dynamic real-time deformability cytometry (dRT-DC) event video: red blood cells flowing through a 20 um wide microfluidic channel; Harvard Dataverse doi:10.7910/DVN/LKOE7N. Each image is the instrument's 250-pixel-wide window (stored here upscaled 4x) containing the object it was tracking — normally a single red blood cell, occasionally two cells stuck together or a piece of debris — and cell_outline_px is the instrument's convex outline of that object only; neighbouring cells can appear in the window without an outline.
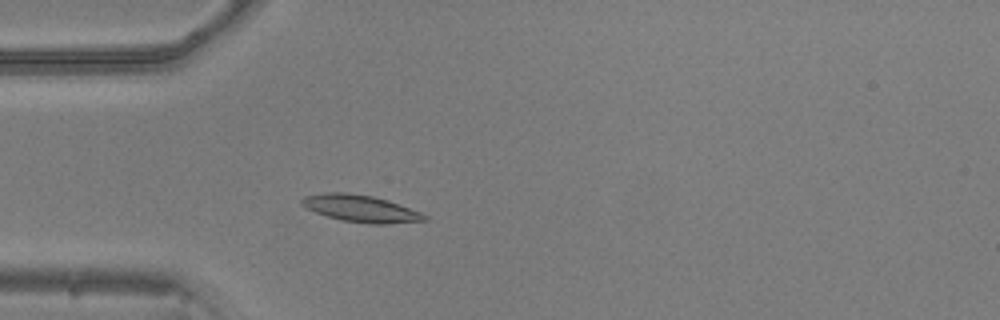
{"species": "common noctule bat (a hibernating species)", "species_latin": "Nyctalus noctula", "temperature_condition": "warm", "stored_images_in_passage": 50, "camera_frame_rate_fps": 3000, "um_per_image_px": 0.085, "animal": {"sex": "male", "body_mass_g": 20.5, "forearm_length_mm": 52.5}, "frame": {"image": 1, "passage_image": 13, "time_ms": 4.0, "image_size_px": [1000, 320], "cell_outline_px": [[428, 220], [388, 224], [372, 224], [340, 220], [304, 208], [300, 204], [300, 200], [304, 196], [324, 192], [348, 192], [372, 196], [388, 200], [420, 212], [428, 216]], "centroid_in_image_um": [30.63, 17.72], "position_along_channel_um": 54.4, "area_um2": 19.42}}
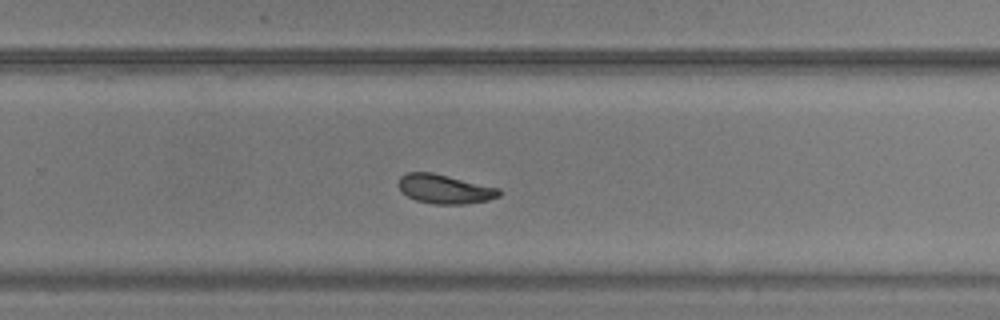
{"frame": {"image": 2, "passage_image": 32, "time_ms": 10.333, "image_size_px": [1000, 320], "cell_outline_px": [[504, 192], [500, 196], [488, 200], [464, 204], [432, 204], [416, 200], [408, 196], [396, 184], [400, 176], [408, 172], [432, 172], [500, 188]], "centroid_in_image_um": [37.82, 16.06], "position_along_channel_um": 292.0, "area_um2": 17.22}}
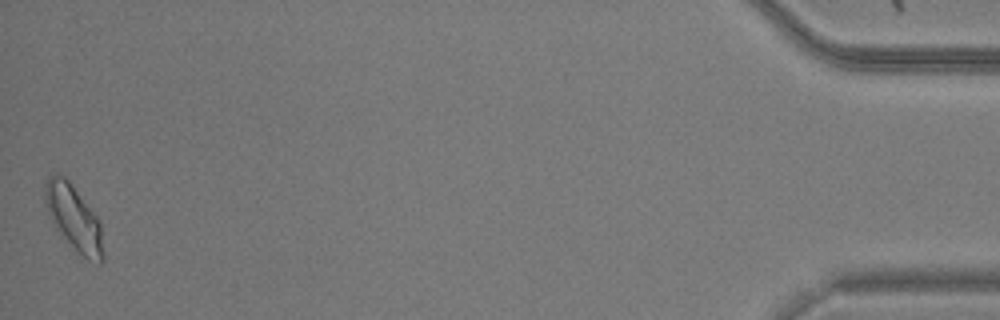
{"frame": {"image": 3, "passage_image": 50, "time_ms": 16.333, "image_size_px": [1000, 320], "cell_outline_px": [[104, 260], [100, 264], [96, 264], [88, 260], [76, 252], [56, 228], [48, 212], [44, 200], [44, 184], [48, 176], [56, 172], [64, 176], [68, 180], [100, 220], [104, 256]], "centroid_in_image_um": [6.28, 18.54], "position_along_channel_um": 428.9, "area_um2": 22.31}, "authors_computed_cell_mechanics": {"area_um2": 17.7735, "velocity_mm_per_s": 3.8448, "shape_relaxation_time_tau1_ms": 3.6376, "shape_relaxation_time_tau2_ms": 4.7912, "deformation_change_tau1": 0.1197, "deformation_change_tau2": 0.0895}}